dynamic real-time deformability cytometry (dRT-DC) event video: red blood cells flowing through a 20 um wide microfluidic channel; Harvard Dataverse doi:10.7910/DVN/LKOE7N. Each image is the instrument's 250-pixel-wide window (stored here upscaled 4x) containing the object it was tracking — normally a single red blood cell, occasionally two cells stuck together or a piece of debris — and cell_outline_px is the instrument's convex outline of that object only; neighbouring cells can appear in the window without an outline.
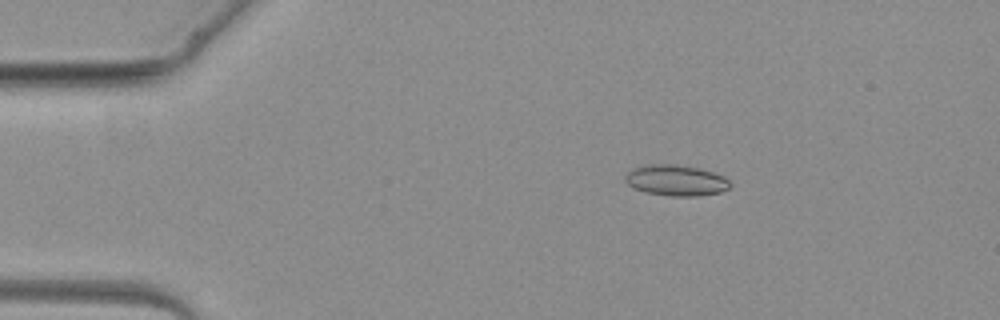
{"species": "common noctule bat (a hibernating species)", "species_latin": "Nyctalus noctula", "temperature_condition": "warm", "stored_images_in_passage": 3, "camera_frame_rate_fps": 3000, "um_per_image_px": 0.085, "animal": {"sex": "female", "body_mass_g": 19.3, "forearm_length_mm": 54.1}, "frame": {"image": 1, "passage_image": 2, "time_ms": 1.0, "image_size_px": [1000, 320], "cell_outline_px": [[732, 188], [720, 192], [700, 196], [668, 196], [644, 192], [632, 188], [624, 180], [624, 176], [632, 168], [648, 164], [676, 164], [700, 168], [724, 176], [732, 184]], "centroid_in_image_um": [57.46, 15.33], "position_along_channel_um": 27.5, "area_um2": 19.25}}